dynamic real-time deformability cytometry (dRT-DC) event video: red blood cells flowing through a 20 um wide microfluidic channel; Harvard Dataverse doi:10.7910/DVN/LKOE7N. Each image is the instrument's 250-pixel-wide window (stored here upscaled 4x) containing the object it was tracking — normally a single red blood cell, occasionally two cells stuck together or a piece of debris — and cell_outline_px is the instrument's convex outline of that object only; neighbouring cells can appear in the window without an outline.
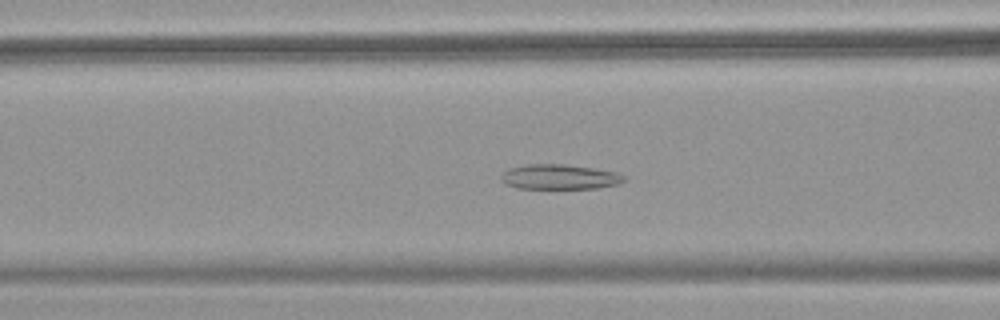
{"species": "common noctule bat (a hibernating species)", "species_latin": "Nyctalus noctula", "temperature_condition": "warm", "stored_images_in_passage": 38, "camera_frame_rate_fps": 3000, "um_per_image_px": 0.085, "animal": {"sex": "female", "body_mass_g": 18.4}, "frame": {"image": 1, "passage_image": 16, "time_ms": 5.0, "image_size_px": [1000, 320], "cell_outline_px": [[624, 180], [620, 184], [596, 188], [516, 188], [504, 184], [500, 180], [500, 176], [508, 168], [528, 164], [564, 164], [592, 168], [616, 172], [624, 176]], "centroid_in_image_um": [47.51, 15.03], "position_along_channel_um": 119.1, "area_um2": 17.86}}
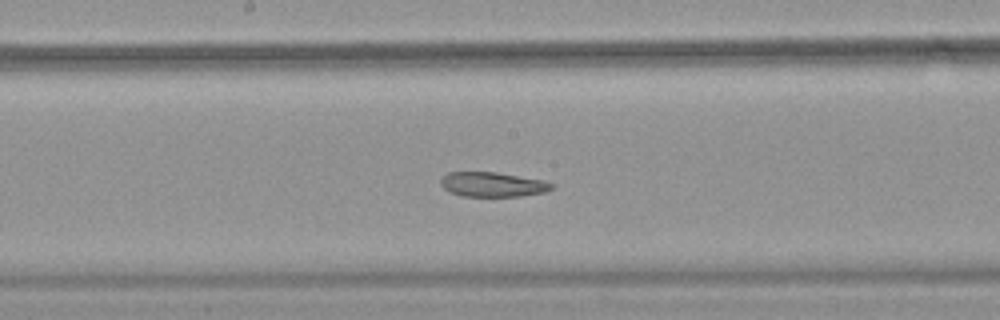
{"frame": {"image": 2, "passage_image": 23, "time_ms": 7.333, "image_size_px": [1000, 320], "cell_outline_px": [[556, 188], [548, 192], [520, 196], [464, 196], [448, 192], [440, 184], [440, 180], [448, 172], [496, 172], [544, 180], [556, 184]], "centroid_in_image_um": [41.94, 15.68], "position_along_channel_um": 206.3, "area_um2": 16.18}}
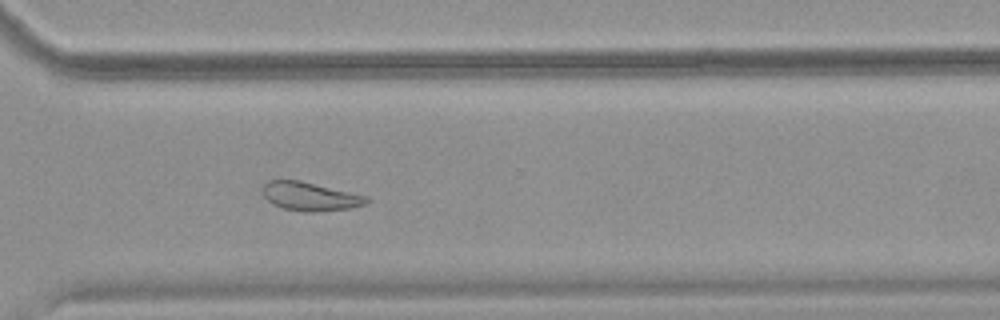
{"frame": {"image": 3, "passage_image": 34, "time_ms": 11.0, "image_size_px": [1000, 320], "cell_outline_px": [[372, 200], [364, 204], [352, 208], [320, 212], [308, 212], [284, 208], [272, 204], [264, 196], [264, 184], [268, 180], [300, 180], [368, 196]], "centroid_in_image_um": [26.41, 16.7], "position_along_channel_um": 344.2, "area_um2": 17.34}, "authors_computed_cell_mechanics": {"area_um2": 18.207, "velocity_mm_per_s": 3.7533, "shape_relaxation_time_tau1_ms": null, "shape_relaxation_time_tau2_ms": 2.7496, "deformation_change_tau1": null, "deformation_change_tau2": 0.0975}}